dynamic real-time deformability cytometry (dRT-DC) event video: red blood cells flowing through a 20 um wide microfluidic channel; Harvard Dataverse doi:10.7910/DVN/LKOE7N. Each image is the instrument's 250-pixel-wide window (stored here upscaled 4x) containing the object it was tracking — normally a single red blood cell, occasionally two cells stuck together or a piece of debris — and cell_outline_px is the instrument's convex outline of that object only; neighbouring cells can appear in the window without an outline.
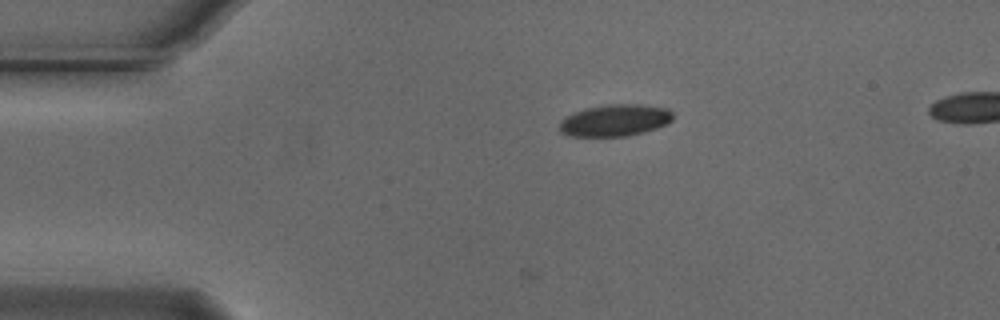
{"species": "Egyptian fruit bat (a non-hibernating species)", "species_latin": "Rousettus aegyptiacus", "temperature_condition": "cold", "stored_images_in_passage": 46, "camera_frame_rate_fps": 3000, "um_per_image_px": 0.085, "animal": {"sex": "male"}, "frame": {"image": 1, "passage_image": 1, "time_ms": 0.0, "image_size_px": [1000, 320], "cell_outline_px": [[672, 120], [668, 124], [644, 132], [628, 136], [572, 136], [560, 132], [560, 120], [564, 116], [584, 108], [604, 104], [644, 104], [668, 108], [672, 112]], "centroid_in_image_um": [52.27, 10.21], "position_along_channel_um": 32.7, "area_um2": 21.33}}
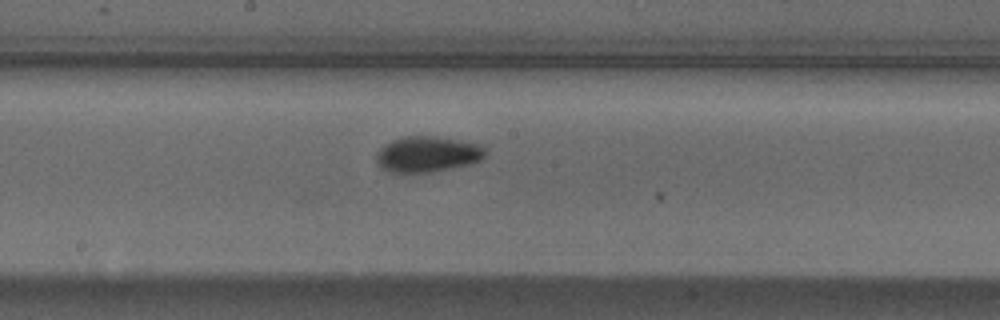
{"frame": {"image": 2, "passage_image": 19, "time_ms": 6.0, "image_size_px": [1000, 320], "cell_outline_px": [[488, 152], [480, 160], [472, 164], [432, 172], [388, 172], [380, 168], [376, 164], [376, 152], [384, 144], [392, 140], [404, 136], [436, 136], [488, 144]], "centroid_in_image_um": [36.39, 13.09], "position_along_channel_um": 211.8, "area_um2": 23.47}}
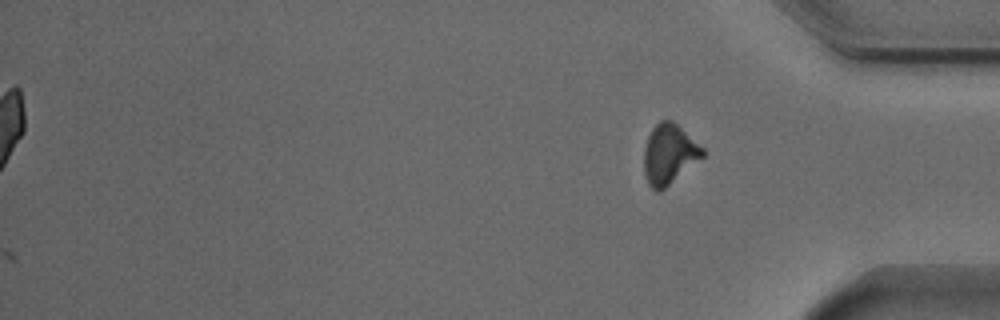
{"frame": {"image": 3, "passage_image": 46, "time_ms": 15.0, "image_size_px": [1000, 320], "cell_outline_px": [[704, 156], [660, 192], [656, 192], [648, 184], [644, 176], [644, 148], [648, 136], [652, 128], [660, 120], [672, 120], [704, 148]], "centroid_in_image_um": [56.86, 13.11], "position_along_channel_um": 378.3, "area_um2": 20.46}, "authors_computed_cell_mechanics": {"area_um2": 21.2993, "velocity_mm_per_s": 3.7172, "shape_relaxation_time_tau1_ms": 2.0927, "shape_relaxation_time_tau2_ms": 6.9208, "deformation_change_tau1": 0.0886, "deformation_change_tau2": 0.0816}}